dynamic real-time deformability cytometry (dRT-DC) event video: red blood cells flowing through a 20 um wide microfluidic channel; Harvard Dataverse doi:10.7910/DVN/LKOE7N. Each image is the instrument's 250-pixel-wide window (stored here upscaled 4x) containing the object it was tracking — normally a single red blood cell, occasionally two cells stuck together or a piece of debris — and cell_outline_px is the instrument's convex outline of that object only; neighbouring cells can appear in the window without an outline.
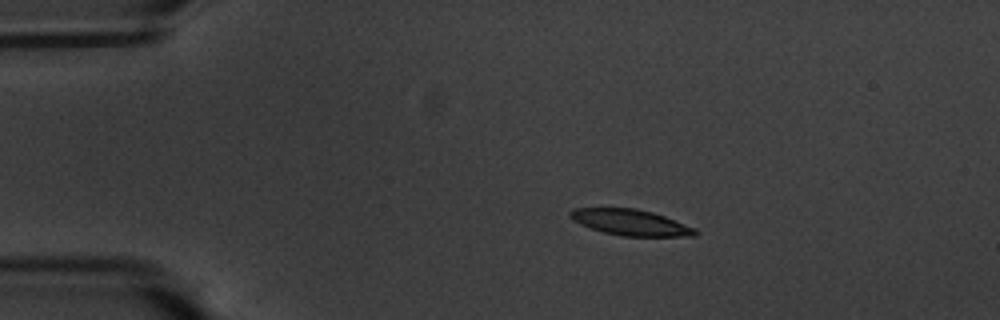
{"species": "common noctule bat (a hibernating species)", "species_latin": "Nyctalus noctula", "temperature_condition": "warm", "stored_images_in_passage": 8, "camera_frame_rate_fps": 3000, "um_per_image_px": 0.085, "animal": {"sex": "male", "body_mass_g": 20.1, "forearm_length_mm": 53.5}, "frame": {"image": 1, "passage_image": 1, "time_ms": 0.0, "image_size_px": [1000, 320], "cell_outline_px": [[700, 232], [696, 236], [624, 236], [604, 232], [580, 224], [568, 216], [568, 212], [572, 208], [636, 208], [652, 212], [664, 216], [696, 228]], "centroid_in_image_um": [53.62, 18.9], "position_along_channel_um": 31.4, "area_um2": 18.9}}